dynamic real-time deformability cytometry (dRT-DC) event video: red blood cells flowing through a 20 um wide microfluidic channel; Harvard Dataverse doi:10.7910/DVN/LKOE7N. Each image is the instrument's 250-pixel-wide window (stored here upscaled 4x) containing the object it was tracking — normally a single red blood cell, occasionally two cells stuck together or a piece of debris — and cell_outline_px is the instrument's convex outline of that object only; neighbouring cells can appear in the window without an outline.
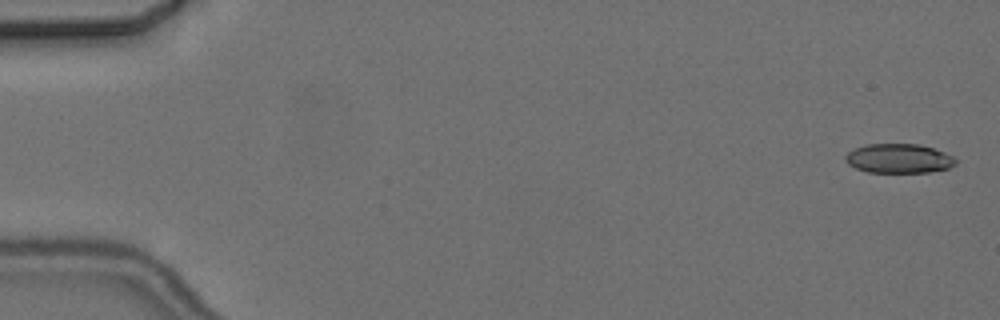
{"species": "common noctule bat (a hibernating species)", "species_latin": "Nyctalus noctula", "temperature_condition": "cold", "stored_images_in_passage": 5, "camera_frame_rate_fps": 3000, "um_per_image_px": 0.085, "animal": {"sex": "female", "body_mass_g": 24.6, "forearm_length_mm": 56.2}, "frame": {"image": 1, "passage_image": 1, "time_ms": 0.0, "image_size_px": [1000, 320], "cell_outline_px": [[956, 164], [948, 168], [928, 172], [868, 172], [856, 168], [848, 164], [844, 160], [844, 156], [848, 152], [864, 144], [920, 144], [944, 152], [952, 156], [956, 160]], "centroid_in_image_um": [76.37, 13.46], "position_along_channel_um": 8.6, "area_um2": 18.79}}
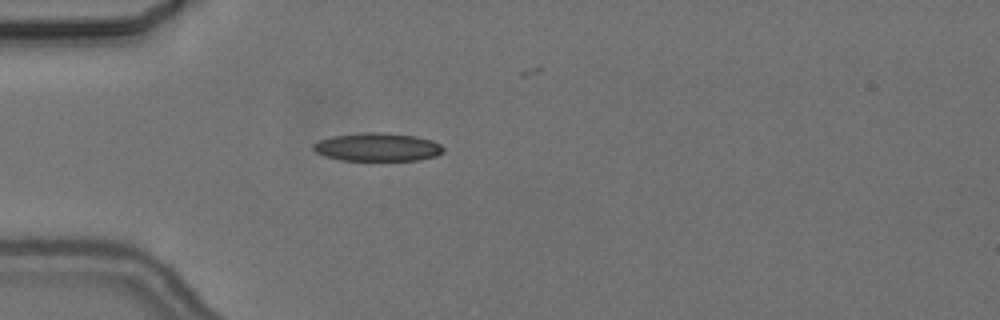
{"frame": {"image": 2, "passage_image": 4, "time_ms": 5.0, "image_size_px": [1000, 320], "cell_outline_px": [[444, 152], [436, 156], [420, 160], [340, 160], [324, 156], [316, 152], [312, 148], [312, 144], [320, 140], [332, 136], [364, 132], [380, 132], [416, 136], [432, 140], [440, 144], [444, 148]], "centroid_in_image_um": [32.09, 12.5], "position_along_channel_um": 52.9, "area_um2": 21.5}}